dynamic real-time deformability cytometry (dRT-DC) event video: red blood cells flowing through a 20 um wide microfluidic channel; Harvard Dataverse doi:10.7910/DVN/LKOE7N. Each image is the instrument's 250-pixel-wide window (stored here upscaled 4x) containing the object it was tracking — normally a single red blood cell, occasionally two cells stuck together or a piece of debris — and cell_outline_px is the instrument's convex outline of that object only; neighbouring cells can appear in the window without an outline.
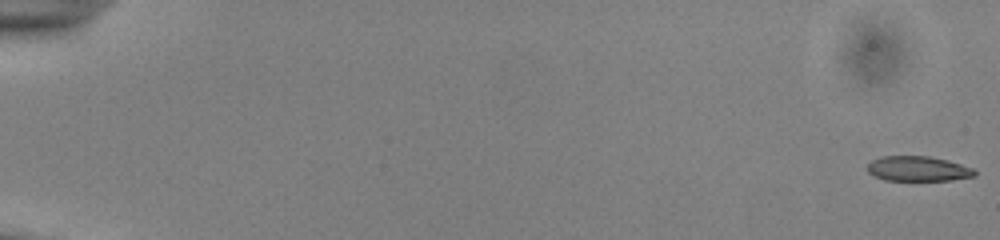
{"species": "common noctule bat (a hibernating species)", "species_latin": "Nyctalus noctula", "temperature_condition": "cold", "stored_images_in_passage": 48, "camera_frame_rate_fps": 3000, "um_per_image_px": 0.085, "animal": {"sex": "male", "body_mass_g": 13.0, "forearm_length_mm": 53.1}, "frame": {"image": 1, "passage_image": 1, "time_ms": 0.0, "image_size_px": [1000, 240], "cell_outline_px": [[976, 176], [952, 180], [884, 180], [872, 176], [868, 172], [868, 164], [872, 160], [880, 156], [928, 156], [948, 160], [972, 168], [976, 172]], "centroid_in_image_um": [78.01, 14.34], "position_along_channel_um": 7.0, "area_um2": 15.66}}
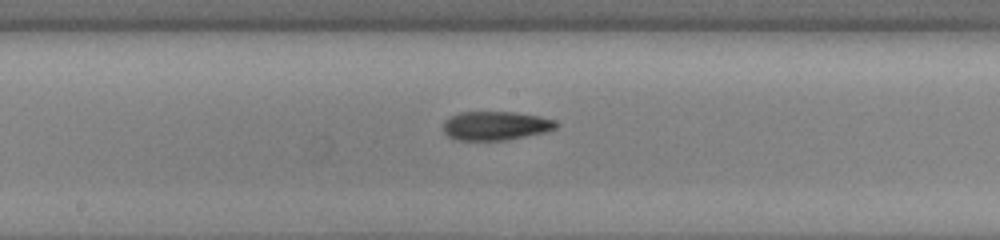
{"frame": {"image": 2, "passage_image": 24, "time_ms": 7.667, "image_size_px": [1000, 240], "cell_outline_px": [[560, 124], [556, 128], [544, 132], [508, 140], [456, 140], [448, 136], [444, 132], [444, 120], [448, 116], [460, 112], [512, 112], [540, 116], [556, 120]], "centroid_in_image_um": [42.13, 10.68], "position_along_channel_um": 206.1, "area_um2": 19.13}}
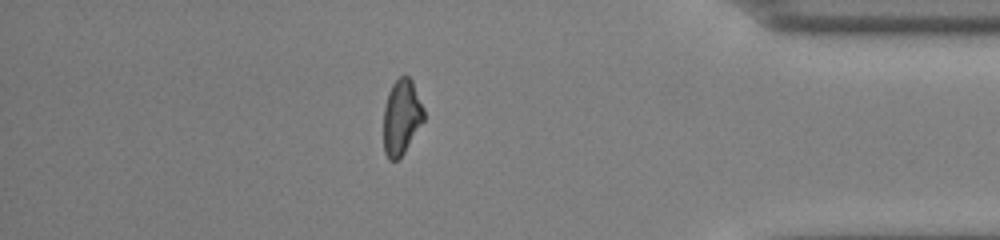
{"frame": {"image": 3, "passage_image": 41, "time_ms": 13.333, "image_size_px": [1000, 240], "cell_outline_px": [[424, 120], [404, 152], [396, 160], [388, 160], [384, 152], [384, 108], [388, 92], [392, 84], [400, 76], [408, 76], [412, 80], [424, 108]], "centroid_in_image_um": [34.12, 9.94], "position_along_channel_um": 401.1, "area_um2": 17.57}}